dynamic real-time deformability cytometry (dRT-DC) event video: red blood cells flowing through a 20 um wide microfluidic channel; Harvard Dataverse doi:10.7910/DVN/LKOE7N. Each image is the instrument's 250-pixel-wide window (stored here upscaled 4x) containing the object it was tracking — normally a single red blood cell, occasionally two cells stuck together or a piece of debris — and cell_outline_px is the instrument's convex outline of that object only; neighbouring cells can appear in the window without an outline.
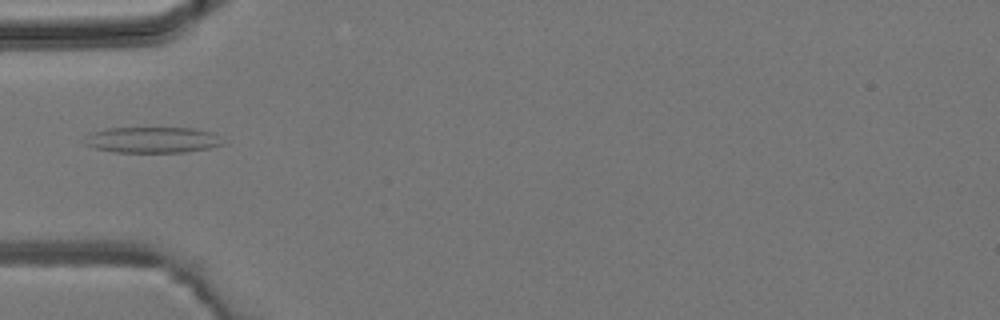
{"species": "common noctule bat (a hibernating species)", "species_latin": "Nyctalus noctula", "temperature_condition": "room temperature", "stored_images_in_passage": 3, "camera_frame_rate_fps": 3000, "um_per_image_px": 0.085, "animal": {"sex": "male", "body_mass_g": 19.2, "forearm_length_mm": 51.8}, "frame": {"image": 1, "passage_image": 2, "time_ms": 1.333, "image_size_px": [1000, 320], "cell_outline_px": [[224, 144], [208, 148], [188, 152], [116, 152], [96, 148], [84, 144], [88, 136], [92, 132], [108, 128], [192, 128], [212, 132]], "centroid_in_image_um": [12.96, 11.89], "position_along_channel_um": 72.0, "area_um2": 20.58}}
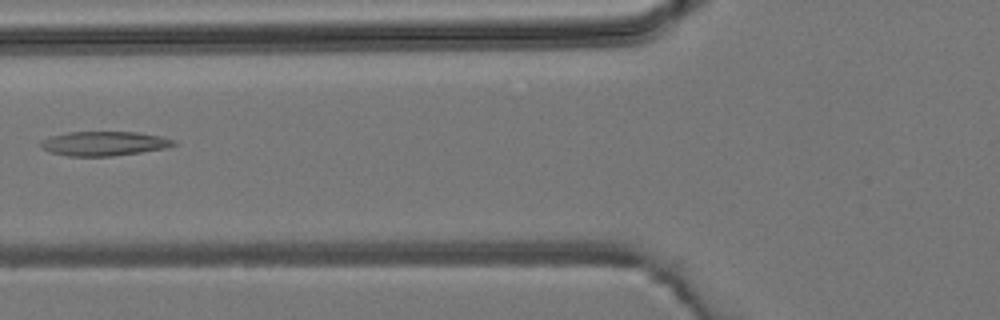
{"frame": {"image": 2, "passage_image": 3, "time_ms": 2.333, "image_size_px": [1000, 320], "cell_outline_px": [[180, 144], [168, 148], [112, 156], [68, 156], [52, 152], [40, 148], [40, 140], [52, 136], [68, 132], [136, 132], [160, 136], [176, 140]], "centroid_in_image_um": [8.89, 12.2], "position_along_channel_um": 116.9, "area_um2": 18.96}}